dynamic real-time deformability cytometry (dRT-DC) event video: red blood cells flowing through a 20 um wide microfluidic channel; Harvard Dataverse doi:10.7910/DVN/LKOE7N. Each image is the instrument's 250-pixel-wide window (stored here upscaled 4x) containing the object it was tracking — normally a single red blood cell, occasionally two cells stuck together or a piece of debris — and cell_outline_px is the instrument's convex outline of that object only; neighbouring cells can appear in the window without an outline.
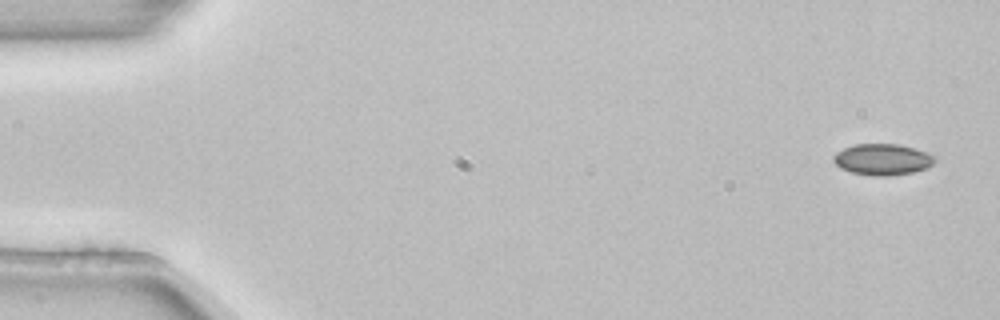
{"species": "common noctule bat (a hibernating species)", "species_latin": "Nyctalus noctula", "temperature_condition": "room temperature", "stored_images_in_passage": 7, "camera_frame_rate_fps": 3000, "um_per_image_px": 0.085, "animal": {"sex": "female", "body_mass_g": 22.7, "forearm_length_mm": 54.2}, "frame": {"image": 1, "passage_image": 1, "time_ms": 0.0, "image_size_px": [1000, 320], "cell_outline_px": [[936, 160], [932, 164], [924, 168], [912, 172], [888, 176], [872, 176], [852, 172], [840, 168], [832, 160], [832, 156], [836, 152], [844, 148], [856, 144], [900, 144], [936, 156]], "centroid_in_image_um": [74.97, 13.55], "position_along_channel_um": 10.0, "area_um2": 18.32}}
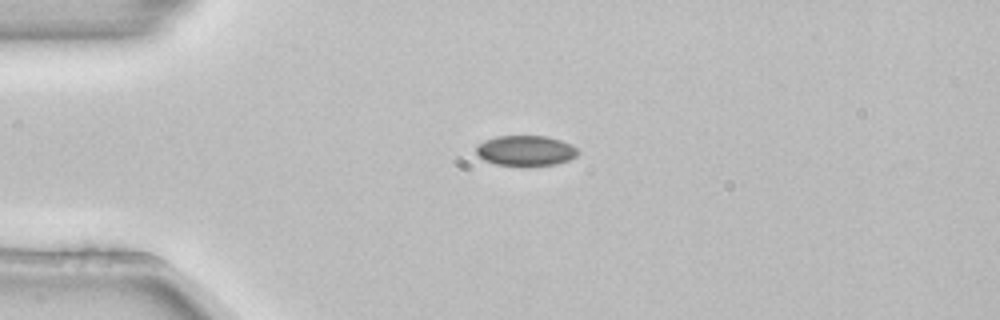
{"frame": {"image": 2, "passage_image": 4, "time_ms": 1.0, "image_size_px": [1000, 320], "cell_outline_px": [[580, 152], [576, 156], [568, 160], [556, 164], [524, 168], [496, 164], [484, 160], [476, 152], [476, 144], [484, 140], [496, 136], [548, 136], [572, 144]], "centroid_in_image_um": [44.68, 12.83], "position_along_channel_um": 40.3, "area_um2": 18.55}}